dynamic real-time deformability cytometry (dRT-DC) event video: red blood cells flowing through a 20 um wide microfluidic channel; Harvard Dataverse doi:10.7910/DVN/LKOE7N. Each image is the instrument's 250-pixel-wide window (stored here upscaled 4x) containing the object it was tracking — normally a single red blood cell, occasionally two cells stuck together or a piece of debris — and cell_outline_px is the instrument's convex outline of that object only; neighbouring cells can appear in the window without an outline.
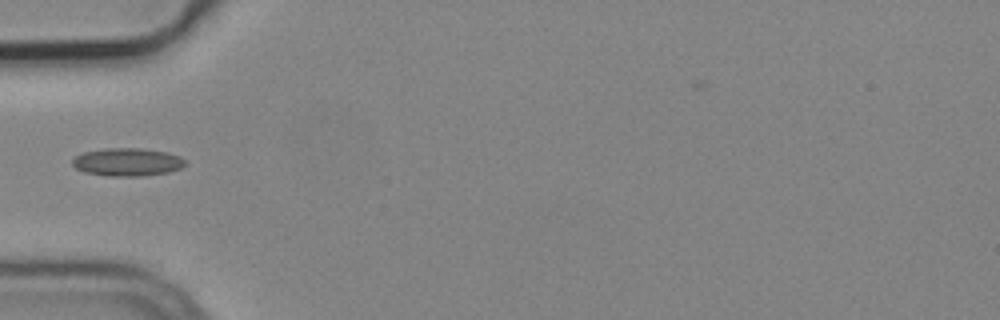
{"species": "common noctule bat (a hibernating species)", "species_latin": "Nyctalus noctula", "temperature_condition": "cold", "stored_images_in_passage": 5, "camera_frame_rate_fps": 3000, "um_per_image_px": 0.085, "animal": {"sex": "male", "body_mass_g": 19.2, "forearm_length_mm": 51.8}, "frame": {"image": 1, "passage_image": 5, "time_ms": 1.333, "image_size_px": [1000, 320], "cell_outline_px": [[184, 164], [180, 168], [168, 172], [140, 176], [108, 176], [84, 172], [76, 168], [72, 164], [72, 160], [76, 156], [84, 152], [104, 148], [140, 148], [168, 152], [180, 156], [184, 160]], "centroid_in_image_um": [10.8, 13.77], "position_along_channel_um": 74.2, "area_um2": 18.32}}